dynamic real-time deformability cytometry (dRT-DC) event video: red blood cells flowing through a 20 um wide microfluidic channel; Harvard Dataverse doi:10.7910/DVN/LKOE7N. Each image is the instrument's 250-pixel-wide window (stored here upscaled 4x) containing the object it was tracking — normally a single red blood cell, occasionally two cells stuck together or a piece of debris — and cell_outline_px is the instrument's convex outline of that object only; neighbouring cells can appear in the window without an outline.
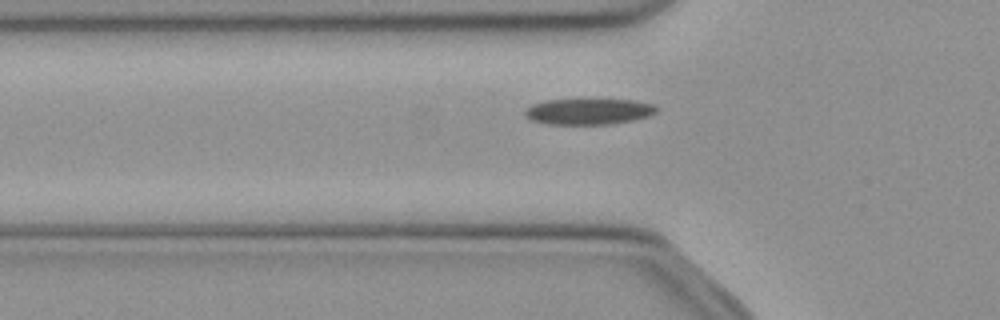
{"species": "common noctule bat (a hibernating species)", "species_latin": "Nyctalus noctula", "temperature_condition": "cold", "stored_images_in_passage": 37, "camera_frame_rate_fps": 3000, "um_per_image_px": 0.085, "animal": {"sex": "female", "body_mass_g": 21.9}, "frame": {"image": 1, "passage_image": 2, "time_ms": 0.333, "image_size_px": [1000, 320], "cell_outline_px": [[656, 112], [648, 116], [632, 120], [612, 124], [544, 124], [532, 120], [524, 116], [524, 108], [532, 104], [544, 100], [632, 100], [656, 104]], "centroid_in_image_um": [49.98, 9.48], "position_along_channel_um": 75.8, "area_um2": 19.94}}
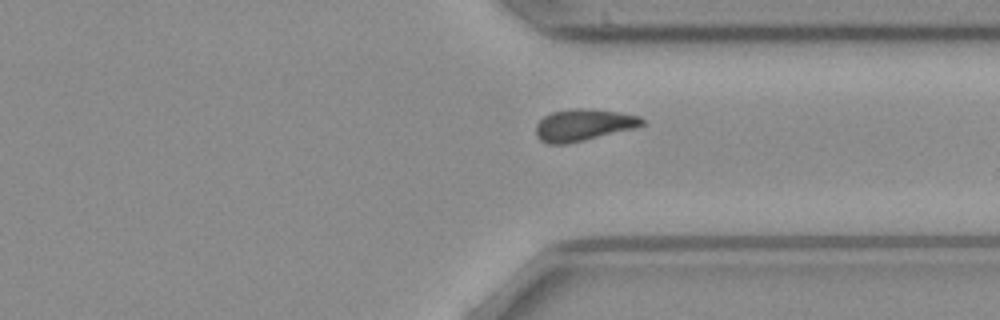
{"frame": {"image": 2, "passage_image": 24, "time_ms": 7.667, "image_size_px": [1000, 320], "cell_outline_px": [[644, 124], [636, 128], [568, 144], [548, 144], [540, 140], [536, 136], [536, 124], [544, 116], [552, 112], [576, 108], [580, 108], [616, 112], [640, 116], [644, 120]], "centroid_in_image_um": [49.58, 10.64], "position_along_channel_um": 361.8, "area_um2": 19.59}}
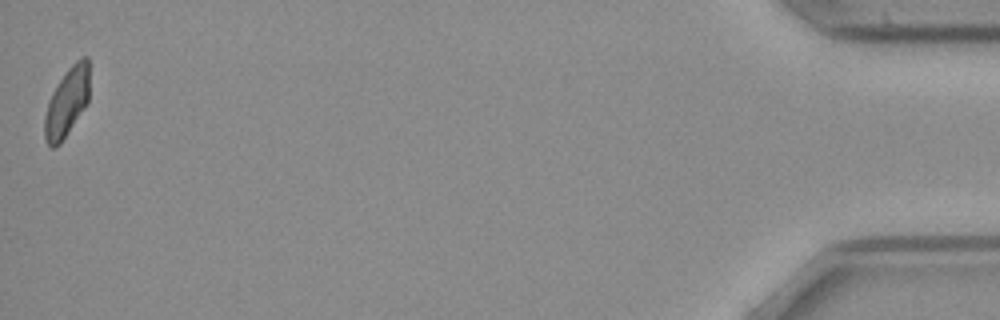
{"frame": {"image": 3, "passage_image": 37, "time_ms": 12.0, "image_size_px": [1000, 320], "cell_outline_px": [[88, 100], [60, 144], [56, 148], [52, 148], [44, 140], [44, 116], [48, 100], [52, 92], [68, 68], [80, 56], [88, 56]], "centroid_in_image_um": [5.65, 8.69], "position_along_channel_um": 429.6, "area_um2": 17.74}, "authors_computed_cell_mechanics": {"area_um2": 19.941, "velocity_mm_per_s": 3.8866, "shape_relaxation_time_tau1_ms": 9.7253, "shape_relaxation_time_tau2_ms": null, "deformation_change_tau1": 0.1974, "deformation_change_tau2": null}}